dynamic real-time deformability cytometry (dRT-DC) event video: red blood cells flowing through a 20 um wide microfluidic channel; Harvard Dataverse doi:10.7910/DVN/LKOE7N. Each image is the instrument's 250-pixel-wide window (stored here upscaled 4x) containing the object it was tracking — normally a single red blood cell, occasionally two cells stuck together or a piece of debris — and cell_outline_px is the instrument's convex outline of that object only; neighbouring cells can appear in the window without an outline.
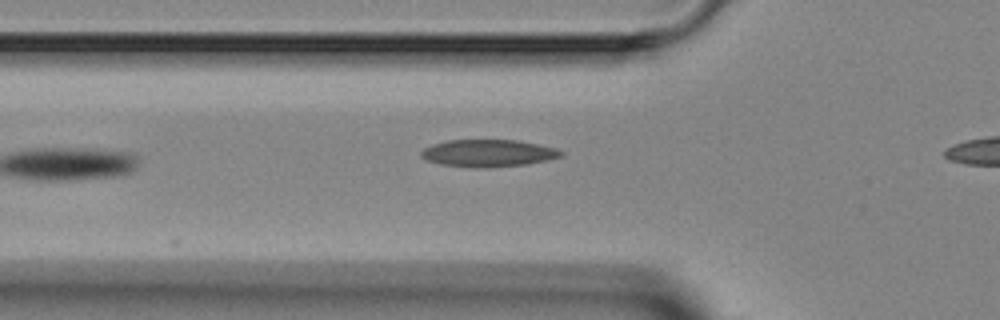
{"species": "Egyptian fruit bat (a non-hibernating species)", "species_latin": "Rousettus aegyptiacus", "temperature_condition": "room temperature", "stored_images_in_passage": 6, "camera_frame_rate_fps": 3000, "um_per_image_px": 0.085, "animal": {"sex": "female"}, "frame": {"image": 1, "passage_image": 5, "time_ms": 4.667, "image_size_px": [1000, 320], "cell_outline_px": [[564, 156], [548, 160], [528, 164], [492, 168], [476, 168], [440, 164], [428, 160], [420, 156], [420, 152], [424, 148], [432, 144], [448, 140], [520, 140], [556, 148], [564, 152]], "centroid_in_image_um": [41.53, 13.02], "position_along_channel_um": 84.3, "area_um2": 22.48}}